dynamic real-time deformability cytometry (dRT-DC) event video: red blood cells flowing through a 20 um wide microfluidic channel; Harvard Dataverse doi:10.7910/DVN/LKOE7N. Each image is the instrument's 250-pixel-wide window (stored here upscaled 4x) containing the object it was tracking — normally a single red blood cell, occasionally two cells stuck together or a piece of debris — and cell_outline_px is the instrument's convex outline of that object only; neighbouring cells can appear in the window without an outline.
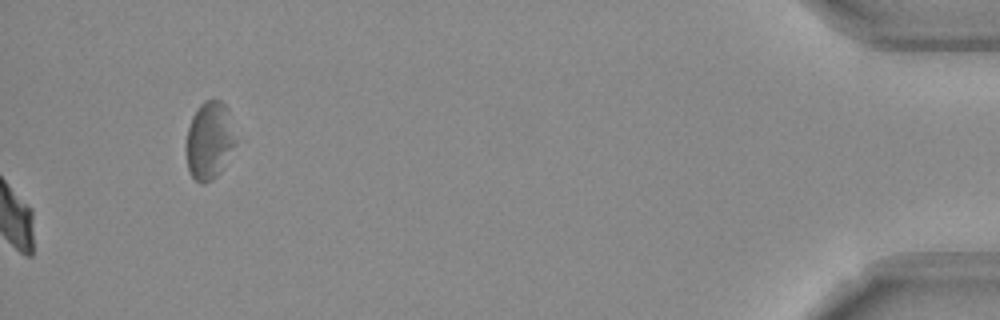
{"species": "Egyptian fruit bat (a non-hibernating species)", "species_latin": "Rousettus aegyptiacus", "temperature_condition": "room temperature", "stored_images_in_passage": 44, "camera_frame_rate_fps": 3000, "um_per_image_px": 0.085, "frame": {"image": 1, "passage_image": 44, "time_ms": 14.333, "image_size_px": [1000, 320], "cell_outline_px": [[236, 140], [216, 176], [212, 180], [204, 184], [200, 184], [188, 172], [184, 148], [188, 128], [192, 116], [200, 104], [204, 100], [220, 100], [228, 108]], "centroid_in_image_um": [17.74, 11.93], "position_along_channel_um": 417.5, "area_um2": 22.31}, "authors_computed_cell_mechanics": {"area_um2": 21.3571, "velocity_mm_per_s": 3.7774, "shape_relaxation_time_tau1_ms": 3.4308, "shape_relaxation_time_tau2_ms": null, "deformation_change_tau1": 0.1291, "deformation_change_tau2": null}}